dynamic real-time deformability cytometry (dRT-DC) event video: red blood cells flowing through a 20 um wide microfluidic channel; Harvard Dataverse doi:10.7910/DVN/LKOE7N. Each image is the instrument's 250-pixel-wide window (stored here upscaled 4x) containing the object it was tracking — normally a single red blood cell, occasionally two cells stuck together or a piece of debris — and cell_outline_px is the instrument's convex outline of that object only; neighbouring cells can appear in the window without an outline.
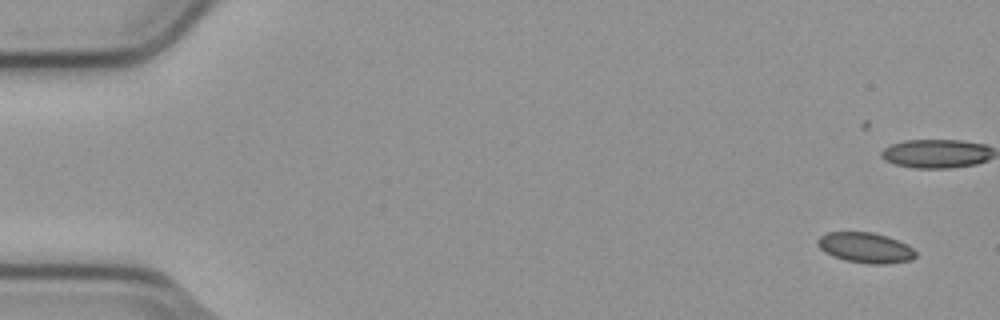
{"species": "common noctule bat (a hibernating species)", "species_latin": "Nyctalus noctula", "temperature_condition": "cold", "stored_images_in_passage": 8, "camera_frame_rate_fps": 3000, "um_per_image_px": 0.085, "animal": {"sex": "male", "body_mass_g": 23.1, "forearm_length_mm": 52.7}, "frame": {"image": 1, "passage_image": 2, "time_ms": 0.333, "image_size_px": [1000, 320], "cell_outline_px": [[916, 256], [912, 260], [888, 264], [868, 264], [844, 260], [832, 256], [824, 252], [816, 244], [816, 240], [820, 236], [828, 232], [872, 232], [888, 236], [908, 244], [916, 252]], "centroid_in_image_um": [73.57, 21.06], "position_along_channel_um": 11.4, "area_um2": 17.63}}